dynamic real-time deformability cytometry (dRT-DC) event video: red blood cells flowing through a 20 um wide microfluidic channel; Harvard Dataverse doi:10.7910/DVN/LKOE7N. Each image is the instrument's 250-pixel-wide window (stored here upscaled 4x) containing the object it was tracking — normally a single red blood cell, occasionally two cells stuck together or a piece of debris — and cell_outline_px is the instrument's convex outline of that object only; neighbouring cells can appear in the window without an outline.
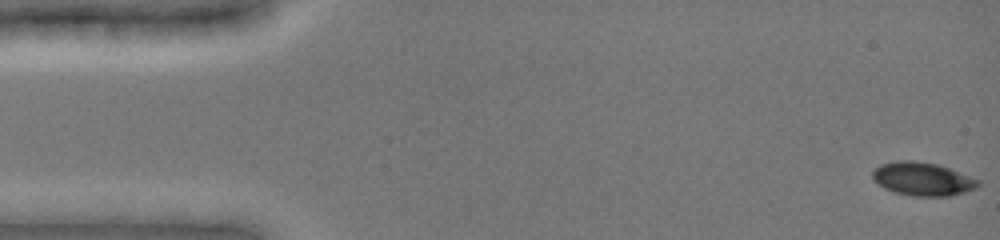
{"species": "common noctule bat (a hibernating species)", "species_latin": "Nyctalus noctula", "temperature_condition": "cold", "stored_images_in_passage": 49, "camera_frame_rate_fps": 3000, "um_per_image_px": 0.085, "animal": {"sex": "female", "body_mass_g": 19.0, "forearm_length_mm": 51.5}, "frame": {"image": 1, "passage_image": 1, "time_ms": 0.0, "image_size_px": [1000, 240], "cell_outline_px": [[980, 184], [976, 188], [964, 192], [948, 196], [912, 196], [896, 192], [884, 188], [872, 176], [872, 172], [880, 164], [896, 160], [912, 160], [936, 164], [948, 168], [980, 180]], "centroid_in_image_um": [78.42, 15.21], "position_along_channel_um": 6.6, "area_um2": 20.29}}
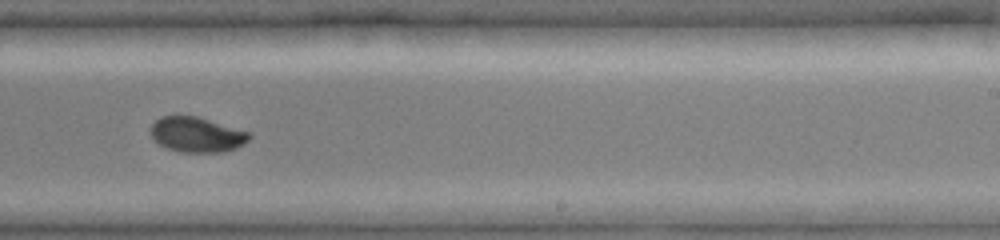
{"frame": {"image": 2, "passage_image": 31, "time_ms": 10.0, "image_size_px": [1000, 240], "cell_outline_px": [[252, 136], [244, 144], [236, 148], [224, 152], [180, 152], [168, 148], [160, 144], [152, 136], [152, 124], [160, 116], [196, 116], [252, 132]], "centroid_in_image_um": [16.79, 11.44], "position_along_channel_um": 272.2, "area_um2": 20.11}}
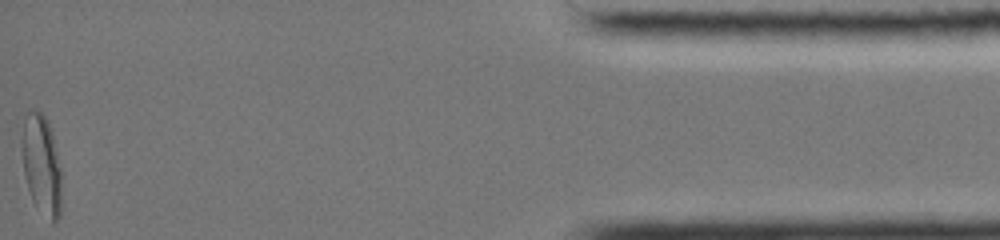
{"frame": {"image": 3, "passage_image": 49, "time_ms": 16.0, "image_size_px": [1000, 240], "cell_outline_px": [[60, 216], [56, 220], [52, 220], [32, 200], [24, 176], [20, 148], [20, 140], [24, 112], [28, 108], [36, 108], [48, 120], [52, 132], [60, 168]], "centroid_in_image_um": [3.46, 13.82], "position_along_channel_um": 431.7, "area_um2": 23.29}, "authors_computed_cell_mechanics": {"area_um2": 20.9814, "velocity_mm_per_s": 3.9349, "shape_relaxation_time_tau1_ms": 4.8027, "shape_relaxation_time_tau2_ms": 0.9713, "deformation_change_tau1": 0.1385, "deformation_change_tau2": 0.0324}}